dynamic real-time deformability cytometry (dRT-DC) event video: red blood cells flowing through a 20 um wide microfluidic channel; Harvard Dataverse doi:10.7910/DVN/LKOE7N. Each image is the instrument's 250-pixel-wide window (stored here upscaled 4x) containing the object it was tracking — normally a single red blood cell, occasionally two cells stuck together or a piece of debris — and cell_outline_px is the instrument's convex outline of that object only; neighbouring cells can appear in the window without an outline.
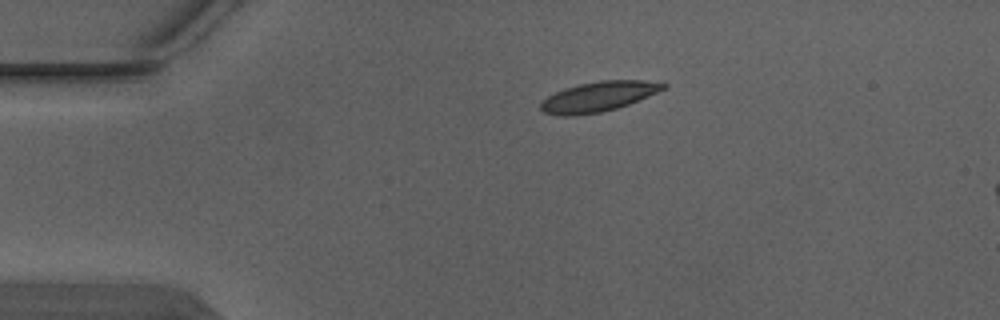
{"species": "Egyptian fruit bat (a non-hibernating species)", "species_latin": "Rousettus aegyptiacus", "temperature_condition": "warm", "stored_images_in_passage": 3, "segment_of_instrument_passage": [1, 2], "camera_frame_rate_fps": 3000, "um_per_image_px": 0.085, "animal": {"sex": "male"}, "frame": {"image": 1, "passage_image": 1, "time_ms": 0.0, "image_size_px": [1000, 320], "cell_outline_px": [[668, 88], [628, 104], [616, 108], [600, 112], [576, 116], [560, 116], [544, 112], [540, 108], [540, 104], [548, 96], [564, 88], [580, 84], [600, 80], [664, 80], [668, 84]], "centroid_in_image_um": [50.95, 8.19], "position_along_channel_um": 34.1, "area_um2": 21.62}}